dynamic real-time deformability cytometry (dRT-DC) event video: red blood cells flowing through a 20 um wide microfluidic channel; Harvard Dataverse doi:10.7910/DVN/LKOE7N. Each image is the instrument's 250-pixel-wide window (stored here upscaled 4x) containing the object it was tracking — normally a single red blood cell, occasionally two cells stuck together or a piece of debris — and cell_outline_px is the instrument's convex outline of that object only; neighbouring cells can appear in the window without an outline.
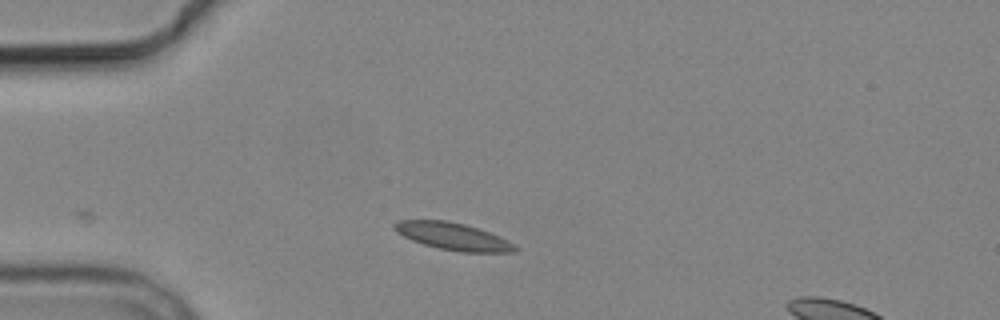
{"species": "common noctule bat (a hibernating species)", "species_latin": "Nyctalus noctula", "temperature_condition": "cold", "stored_images_in_passage": 2, "camera_frame_rate_fps": 3000, "um_per_image_px": 0.085, "animal": {"sex": "male", "body_mass_g": 19.2, "forearm_length_mm": 51.8}, "frame": {"image": 1, "passage_image": 2, "time_ms": 1.333, "image_size_px": [1000, 320], "cell_outline_px": [[520, 248], [516, 252], [460, 252], [440, 248], [424, 244], [412, 240], [396, 232], [392, 228], [392, 224], [400, 220], [444, 220], [464, 224], [488, 232], [508, 240], [516, 244]], "centroid_in_image_um": [38.52, 20.09], "position_along_channel_um": 46.5, "area_um2": 19.07}}